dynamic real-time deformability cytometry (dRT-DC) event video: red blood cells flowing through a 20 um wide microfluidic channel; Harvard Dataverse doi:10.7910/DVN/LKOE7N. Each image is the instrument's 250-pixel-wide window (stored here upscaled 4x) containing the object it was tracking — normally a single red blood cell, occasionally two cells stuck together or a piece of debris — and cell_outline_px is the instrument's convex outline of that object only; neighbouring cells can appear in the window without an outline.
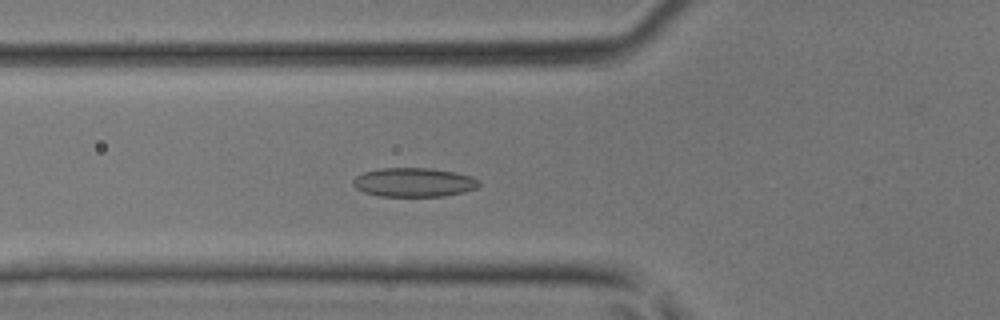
{"species": "common noctule bat (a hibernating species)", "species_latin": "Nyctalus noctula", "temperature_condition": "room temperature", "stored_images_in_passage": 18, "camera_frame_rate_fps": 3000, "um_per_image_px": 0.085, "animal": {"sex": "male", "body_mass_g": 17.9, "forearm_length_mm": 54.2}, "frame": {"image": 1, "passage_image": 7, "time_ms": 2.0, "image_size_px": [1000, 320], "cell_outline_px": [[480, 184], [476, 188], [464, 192], [444, 196], [380, 196], [364, 192], [356, 188], [352, 184], [352, 180], [356, 176], [364, 172], [380, 168], [432, 168], [456, 172], [472, 176], [480, 180]], "centroid_in_image_um": [35.2, 15.49], "position_along_channel_um": 90.6, "area_um2": 21.44}}
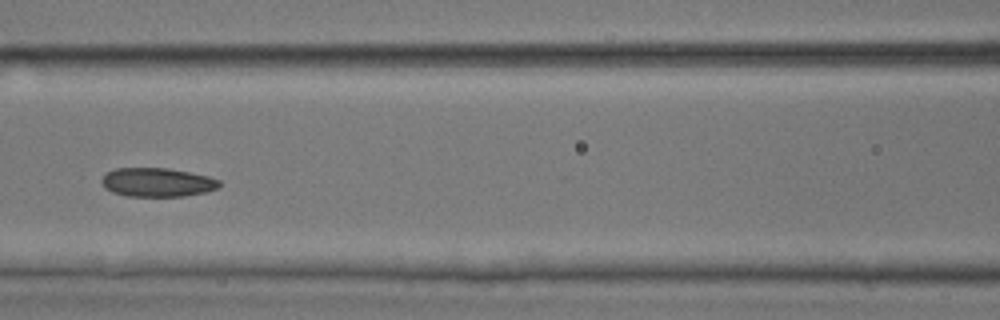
{"frame": {"image": 2, "passage_image": 11, "time_ms": 3.333, "image_size_px": [1000, 320], "cell_outline_px": [[220, 188], [204, 192], [184, 196], [128, 196], [112, 192], [104, 188], [100, 180], [104, 172], [116, 168], [168, 168], [208, 176], [220, 180]], "centroid_in_image_um": [13.33, 15.49], "position_along_channel_um": 153.3, "area_um2": 19.94}}
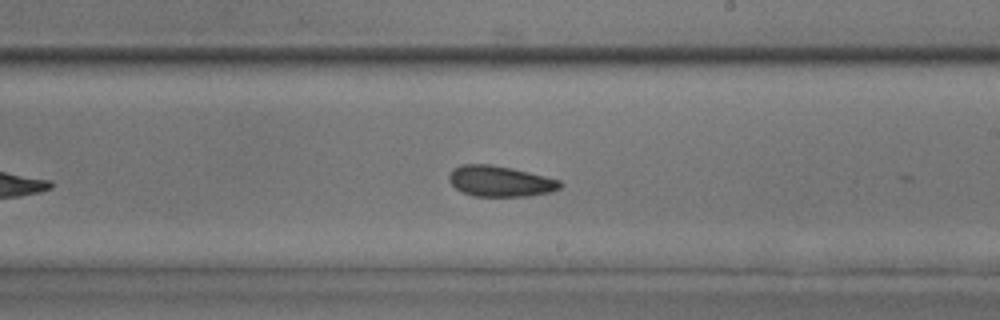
{"frame": {"image": 3, "passage_image": 17, "time_ms": 5.333, "image_size_px": [1000, 320], "cell_outline_px": [[560, 188], [552, 192], [528, 196], [472, 196], [460, 192], [448, 180], [448, 176], [452, 168], [460, 164], [492, 164], [512, 168], [560, 180]], "centroid_in_image_um": [42.46, 15.4], "position_along_channel_um": 246.5, "area_um2": 20.06}}